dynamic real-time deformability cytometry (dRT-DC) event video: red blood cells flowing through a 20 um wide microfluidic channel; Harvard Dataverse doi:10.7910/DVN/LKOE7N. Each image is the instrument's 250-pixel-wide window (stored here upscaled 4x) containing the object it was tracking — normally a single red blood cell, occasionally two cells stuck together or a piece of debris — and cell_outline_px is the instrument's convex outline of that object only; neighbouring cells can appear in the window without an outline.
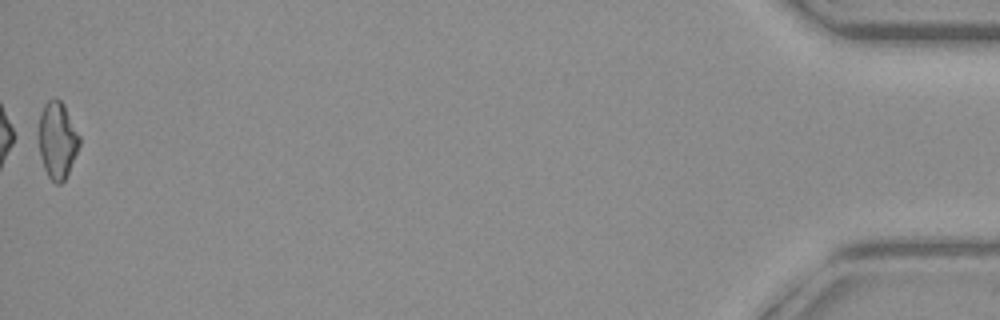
{"species": "common noctule bat (a hibernating species)", "species_latin": "Nyctalus noctula", "temperature_condition": "warm", "stored_images_in_passage": 36, "camera_frame_rate_fps": 3000, "um_per_image_px": 0.085, "animal": {"sex": "female", "body_mass_g": 19.3, "forearm_length_mm": 54.1}, "frame": {"image": 1, "passage_image": 36, "time_ms": 11.667, "image_size_px": [1000, 320], "cell_outline_px": [[80, 144], [68, 172], [64, 180], [60, 184], [56, 184], [48, 176], [44, 168], [40, 156], [40, 112], [44, 104], [48, 100], [60, 100], [64, 104], [80, 136]], "centroid_in_image_um": [4.89, 11.92], "position_along_channel_um": 430.3, "area_um2": 17.86}, "authors_computed_cell_mechanics": {"area_um2": 18.7272, "velocity_mm_per_s": 4.1532, "shape_relaxation_time_tau1_ms": 8.612, "shape_relaxation_time_tau2_ms": 8.0415, "deformation_change_tau1": 0.1549, "deformation_change_tau2": 0.1802}}